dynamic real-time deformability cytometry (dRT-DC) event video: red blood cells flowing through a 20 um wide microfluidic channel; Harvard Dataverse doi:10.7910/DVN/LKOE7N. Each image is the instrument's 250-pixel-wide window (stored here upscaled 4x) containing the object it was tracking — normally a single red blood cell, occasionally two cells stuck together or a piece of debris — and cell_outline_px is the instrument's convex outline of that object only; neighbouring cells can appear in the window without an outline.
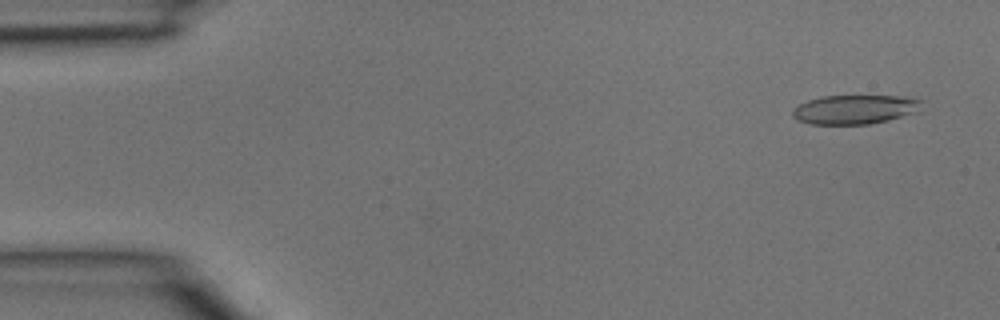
{"species": "common noctule bat (a hibernating species)", "species_latin": "Nyctalus noctula", "temperature_condition": "room temperature", "stored_images_in_passage": 3, "camera_frame_rate_fps": 3000, "um_per_image_px": 0.085, "animal": {"sex": "male", "body_mass_g": 15.6}, "frame": {"image": 1, "passage_image": 1, "time_ms": 0.0, "image_size_px": [1000, 320], "cell_outline_px": [[924, 100], [916, 112], [888, 120], [868, 124], [812, 124], [796, 120], [792, 116], [792, 108], [808, 100], [820, 96], [904, 96]], "centroid_in_image_um": [72.63, 9.3], "position_along_channel_um": 12.4, "area_um2": 21.96}}
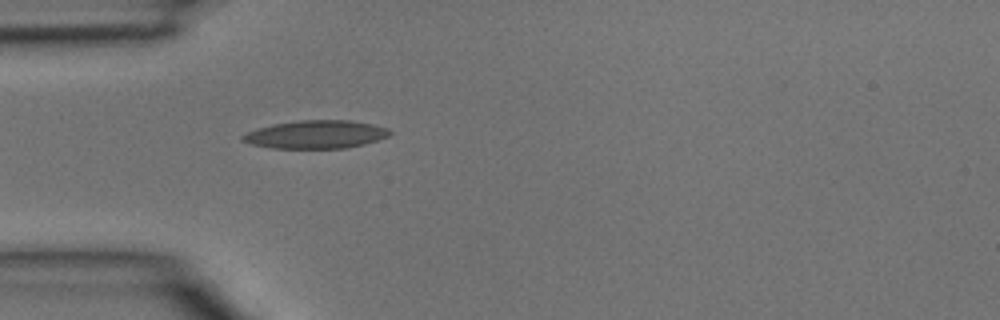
{"frame": {"image": 2, "passage_image": 3, "time_ms": 0.667, "image_size_px": [1000, 320], "cell_outline_px": [[392, 132], [388, 136], [364, 144], [344, 148], [272, 148], [252, 144], [240, 140], [240, 136], [248, 132], [272, 124], [296, 120], [352, 120], [372, 124], [388, 128]], "centroid_in_image_um": [26.85, 11.42], "position_along_channel_um": 58.2, "area_um2": 24.04}}